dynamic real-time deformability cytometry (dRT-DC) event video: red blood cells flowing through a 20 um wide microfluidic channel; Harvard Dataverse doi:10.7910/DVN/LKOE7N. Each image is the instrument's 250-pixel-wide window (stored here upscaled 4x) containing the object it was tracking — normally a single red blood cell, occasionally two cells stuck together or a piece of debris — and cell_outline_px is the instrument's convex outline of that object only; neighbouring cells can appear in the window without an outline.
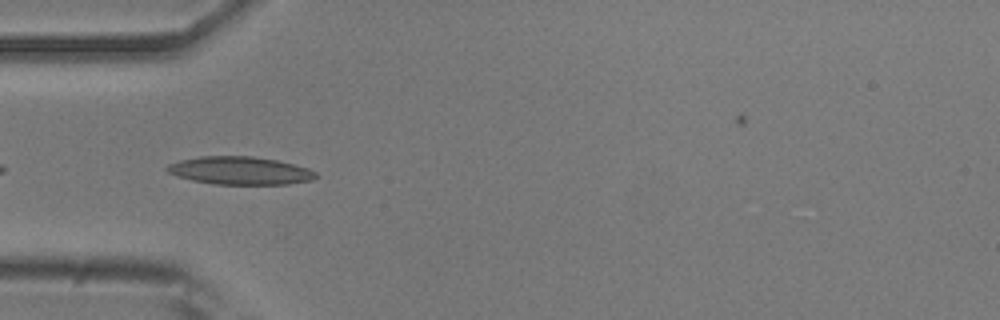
{"species": "common noctule bat (a hibernating species)", "species_latin": "Nyctalus noctula", "temperature_condition": "room temperature", "stored_images_in_passage": 6, "camera_frame_rate_fps": 3000, "um_per_image_px": 0.085, "animal": {"sex": "male", "body_mass_g": 20.5, "forearm_length_mm": 52.5}, "frame": {"image": 1, "passage_image": 2, "time_ms": 0.333, "image_size_px": [1000, 320], "cell_outline_px": [[316, 176], [312, 180], [288, 184], [212, 184], [192, 180], [176, 176], [168, 172], [164, 168], [168, 164], [180, 160], [200, 156], [252, 156], [276, 160], [308, 168], [316, 172]], "centroid_in_image_um": [20.36, 14.5], "position_along_channel_um": 64.6, "area_um2": 24.16}}